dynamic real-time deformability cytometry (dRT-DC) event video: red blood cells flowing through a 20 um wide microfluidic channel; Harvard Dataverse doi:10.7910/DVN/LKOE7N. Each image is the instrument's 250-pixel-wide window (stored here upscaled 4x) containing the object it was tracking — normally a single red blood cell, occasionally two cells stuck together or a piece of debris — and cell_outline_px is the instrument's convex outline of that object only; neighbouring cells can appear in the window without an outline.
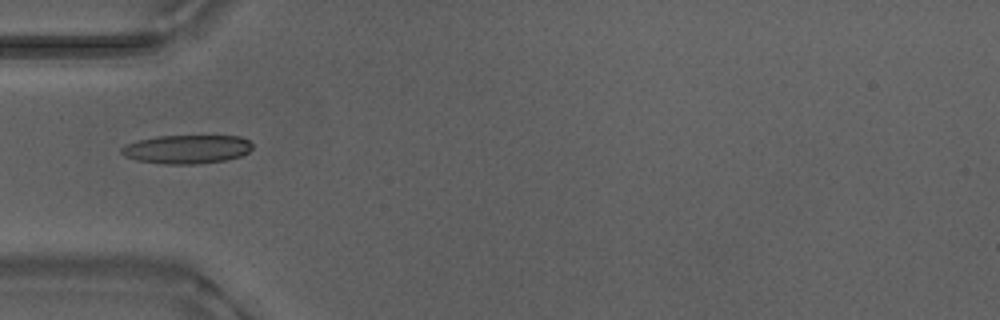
{"species": "Egyptian fruit bat (a non-hibernating species)", "species_latin": "Rousettus aegyptiacus", "temperature_condition": "warm", "stored_images_in_passage": 29, "camera_frame_rate_fps": 3000, "um_per_image_px": 0.085, "animal": {"sex": "male"}, "frame": {"image": 1, "passage_image": 6, "time_ms": 1.667, "image_size_px": [1000, 320], "cell_outline_px": [[252, 148], [248, 152], [240, 156], [228, 160], [196, 164], [164, 164], [136, 160], [124, 156], [120, 152], [120, 148], [124, 144], [156, 136], [240, 136], [248, 140], [252, 144]], "centroid_in_image_um": [15.86, 12.69], "position_along_channel_um": 69.1, "area_um2": 22.02}}
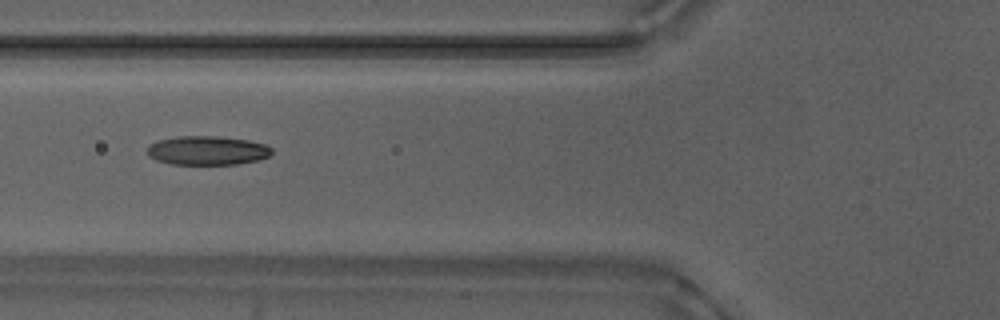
{"frame": {"image": 2, "passage_image": 9, "time_ms": 2.667, "image_size_px": [1000, 320], "cell_outline_px": [[272, 152], [268, 156], [260, 160], [236, 164], [172, 164], [156, 160], [148, 156], [148, 148], [156, 140], [180, 136], [216, 136], [248, 140], [264, 144], [272, 148]], "centroid_in_image_um": [17.63, 12.79], "position_along_channel_um": 108.2, "area_um2": 20.98}}
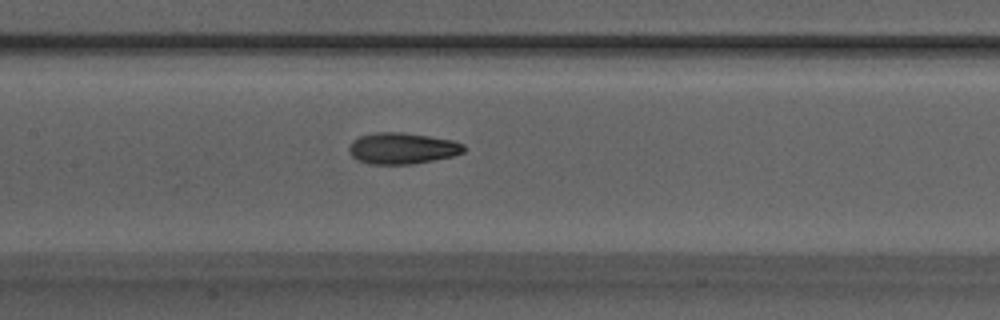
{"frame": {"image": 3, "passage_image": 14, "time_ms": 4.333, "image_size_px": [1000, 320], "cell_outline_px": [[464, 152], [452, 156], [412, 164], [368, 164], [356, 160], [352, 156], [348, 148], [352, 140], [360, 136], [376, 132], [400, 132], [428, 136], [452, 140], [464, 144]], "centroid_in_image_um": [34.15, 12.61], "position_along_channel_um": 173.2, "area_um2": 20.87}}